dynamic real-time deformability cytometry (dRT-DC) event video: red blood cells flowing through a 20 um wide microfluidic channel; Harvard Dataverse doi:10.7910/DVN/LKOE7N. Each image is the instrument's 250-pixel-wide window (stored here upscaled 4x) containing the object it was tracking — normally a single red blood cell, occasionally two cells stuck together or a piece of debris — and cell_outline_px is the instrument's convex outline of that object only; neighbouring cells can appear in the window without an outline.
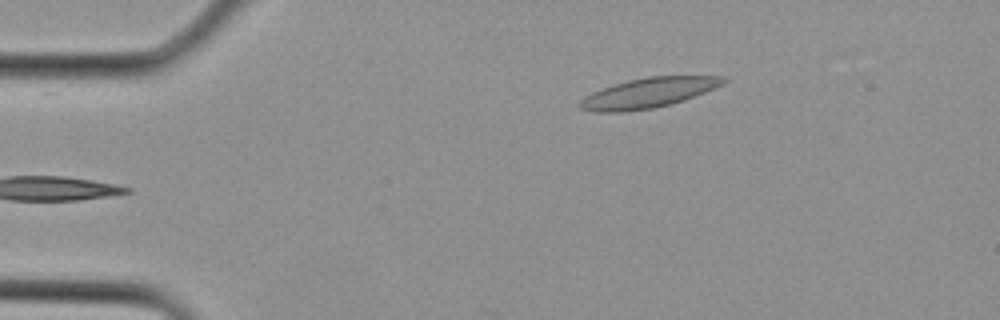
{"species": "Egyptian fruit bat (a non-hibernating species)", "species_latin": "Rousettus aegyptiacus", "temperature_condition": "cold", "stored_images_in_passage": 2, "camera_frame_rate_fps": 3000, "um_per_image_px": 0.085, "animal": {"sex": "female"}, "frame": {"image": 1, "passage_image": 2, "time_ms": 0.333, "image_size_px": [1000, 320], "cell_outline_px": [[728, 80], [724, 84], [684, 100], [672, 104], [652, 108], [624, 112], [596, 112], [580, 108], [576, 104], [584, 96], [592, 92], [628, 80], [648, 76], [724, 76]], "centroid_in_image_um": [55.1, 7.9], "position_along_channel_um": 29.9, "area_um2": 24.97}}